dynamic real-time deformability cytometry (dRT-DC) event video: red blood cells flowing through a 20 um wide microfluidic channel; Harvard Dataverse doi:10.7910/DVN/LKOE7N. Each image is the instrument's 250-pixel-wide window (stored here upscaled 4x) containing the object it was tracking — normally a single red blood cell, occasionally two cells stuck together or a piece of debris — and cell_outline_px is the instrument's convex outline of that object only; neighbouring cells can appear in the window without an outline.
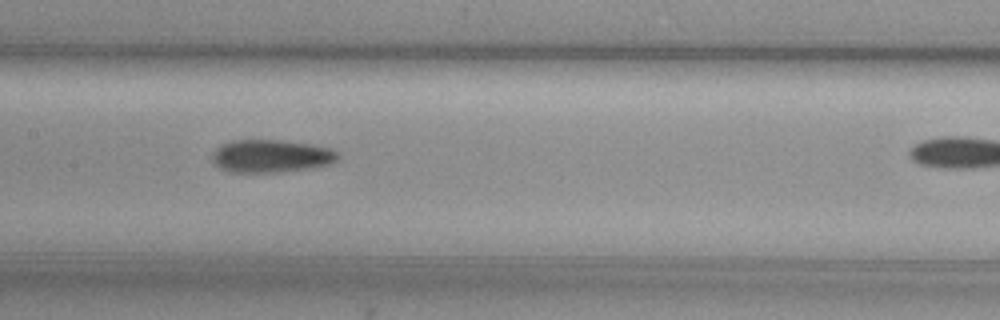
{"species": "common noctule bat (a hibernating species)", "species_latin": "Nyctalus noctula", "temperature_condition": "cold", "stored_images_in_passage": 16, "camera_frame_rate_fps": 3000, "um_per_image_px": 0.085, "animal": {"sex": "female", "body_mass_g": 29.2, "forearm_length_mm": 56.3}, "frame": {"image": 1, "passage_image": 12, "time_ms": 3.667, "image_size_px": [1000, 320], "cell_outline_px": [[340, 156], [336, 160], [328, 164], [312, 168], [280, 172], [232, 172], [220, 168], [212, 160], [212, 152], [216, 148], [232, 140], [280, 140], [312, 144], [332, 148]], "centroid_in_image_um": [23.05, 13.26], "position_along_channel_um": 184.3, "area_um2": 24.04}}